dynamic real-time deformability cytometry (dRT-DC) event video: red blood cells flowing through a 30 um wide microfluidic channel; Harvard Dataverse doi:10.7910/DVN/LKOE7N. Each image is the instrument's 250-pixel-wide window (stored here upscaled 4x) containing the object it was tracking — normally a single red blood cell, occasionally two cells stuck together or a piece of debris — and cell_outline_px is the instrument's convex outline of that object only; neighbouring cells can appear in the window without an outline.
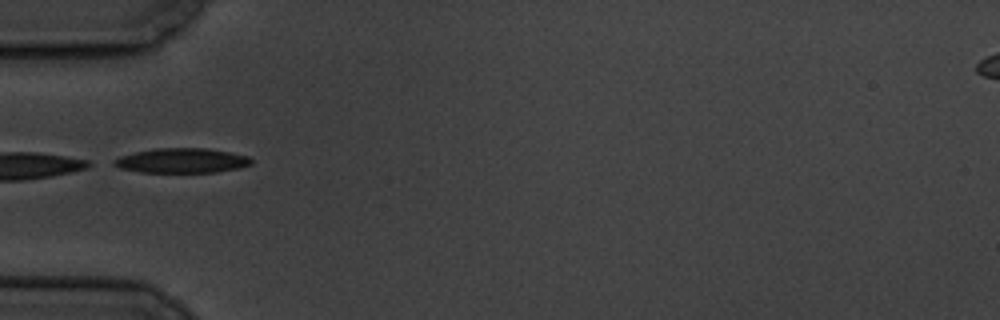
{"species": "common noctule bat (a hibernating species)", "species_latin": "Nyctalus noctula", "temperature_condition": "cold", "stored_images_in_passage": 8, "camera_frame_rate_fps": 3000, "um_per_image_px": 0.085, "animal": {"sex": "male", "body_mass_g": 19.5, "forearm_length_mm": 54.6}, "frame": {"image": 1, "passage_image": 3, "time_ms": 2.333, "image_size_px": [1000, 320], "cell_outline_px": [[252, 164], [236, 168], [216, 172], [140, 172], [120, 168], [112, 164], [112, 160], [120, 156], [136, 152], [156, 148], [208, 148], [248, 156], [252, 160]], "centroid_in_image_um": [15.42, 13.65], "position_along_channel_um": 69.6, "area_um2": 19.65}}
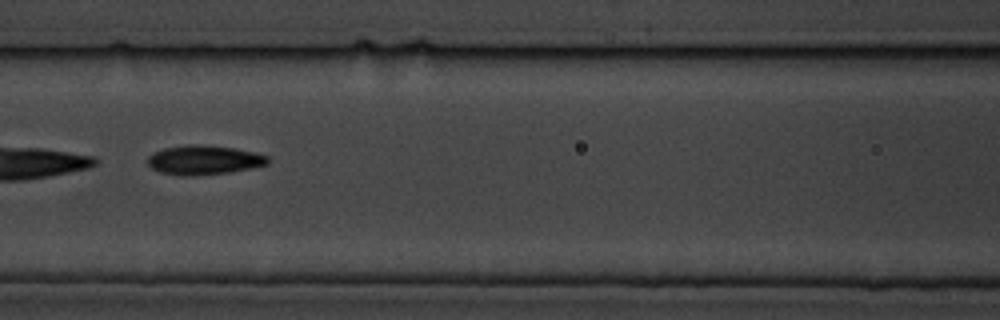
{"frame": {"image": 2, "passage_image": 5, "time_ms": 4.667, "image_size_px": [1000, 320], "cell_outline_px": [[268, 164], [228, 172], [192, 176], [180, 176], [160, 172], [152, 168], [148, 164], [148, 156], [164, 148], [188, 144], [196, 144], [236, 148], [256, 152], [268, 156]], "centroid_in_image_um": [17.33, 13.59], "position_along_channel_um": 149.3, "area_um2": 20.4}}
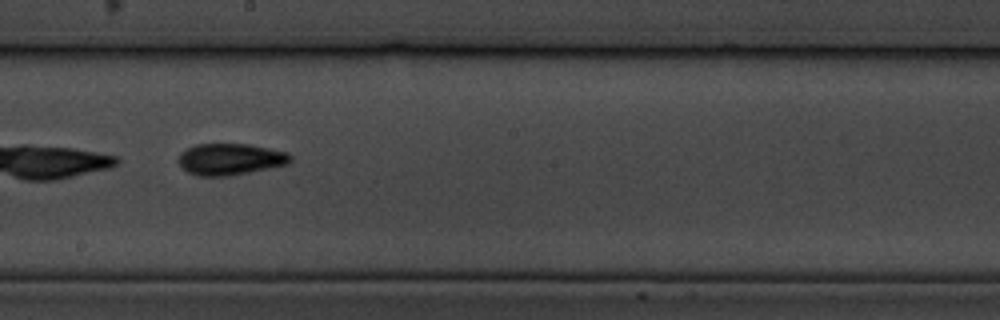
{"frame": {"image": 3, "passage_image": 7, "time_ms": 7.0, "image_size_px": [1000, 320], "cell_outline_px": [[292, 160], [288, 164], [228, 176], [196, 176], [180, 168], [176, 160], [180, 152], [196, 144], [248, 144], [288, 152], [292, 156]], "centroid_in_image_um": [19.52, 13.53], "position_along_channel_um": 228.7, "area_um2": 20.75}}